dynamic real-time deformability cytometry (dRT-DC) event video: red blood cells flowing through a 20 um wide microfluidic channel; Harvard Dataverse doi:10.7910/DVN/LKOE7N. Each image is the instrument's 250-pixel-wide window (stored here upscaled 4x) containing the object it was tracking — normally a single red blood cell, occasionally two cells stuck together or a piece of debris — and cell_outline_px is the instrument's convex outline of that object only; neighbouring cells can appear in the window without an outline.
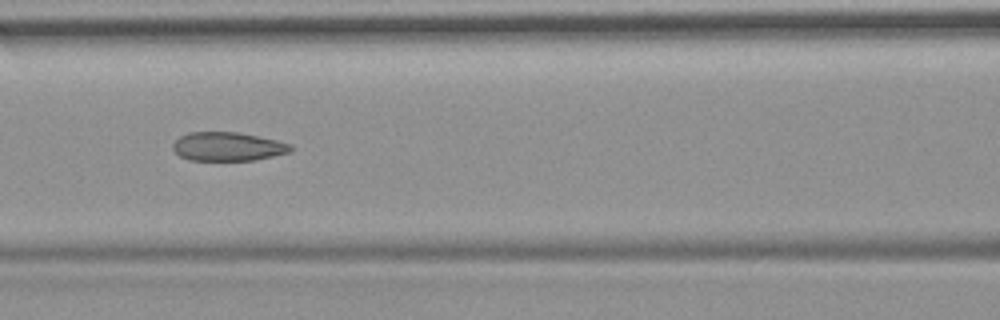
{"species": "common noctule bat (a hibernating species)", "species_latin": "Nyctalus noctula", "temperature_condition": "room temperature", "stored_images_in_passage": 10, "camera_frame_rate_fps": 3000, "um_per_image_px": 0.085, "animal": {"sex": "female", "body_mass_g": 19.9}, "frame": {"image": 1, "passage_image": 7, "time_ms": 7.0, "image_size_px": [1000, 320], "cell_outline_px": [[292, 152], [256, 160], [188, 160], [180, 156], [172, 148], [172, 144], [180, 136], [188, 132], [236, 132], [276, 140], [292, 144]], "centroid_in_image_um": [19.37, 12.46], "position_along_channel_um": 147.2, "area_um2": 19.77}}